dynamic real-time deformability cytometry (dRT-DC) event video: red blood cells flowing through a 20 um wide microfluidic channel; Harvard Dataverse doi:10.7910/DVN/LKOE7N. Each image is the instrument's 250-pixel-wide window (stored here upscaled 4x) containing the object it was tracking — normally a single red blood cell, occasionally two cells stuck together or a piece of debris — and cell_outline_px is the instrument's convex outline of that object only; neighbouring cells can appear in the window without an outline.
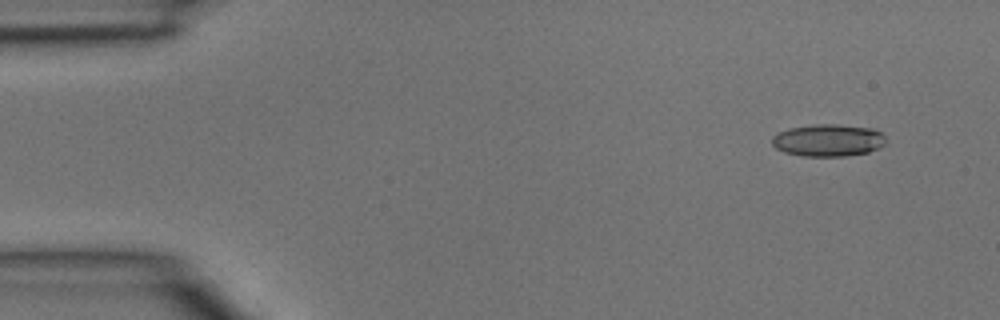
{"species": "common noctule bat (a hibernating species)", "species_latin": "Nyctalus noctula", "temperature_condition": "room temperature", "stored_images_in_passage": 3, "camera_frame_rate_fps": 3000, "um_per_image_px": 0.085, "animal": {"sex": "male", "body_mass_g": 15.6}, "frame": {"image": 1, "passage_image": 1, "time_ms": 0.0, "image_size_px": [1000, 320], "cell_outline_px": [[884, 144], [880, 148], [868, 152], [848, 156], [804, 156], [784, 152], [776, 148], [772, 144], [772, 136], [788, 128], [816, 124], [836, 124], [872, 128], [880, 132], [884, 136]], "centroid_in_image_um": [70.39, 11.92], "position_along_channel_um": 14.6, "area_um2": 21.39}}